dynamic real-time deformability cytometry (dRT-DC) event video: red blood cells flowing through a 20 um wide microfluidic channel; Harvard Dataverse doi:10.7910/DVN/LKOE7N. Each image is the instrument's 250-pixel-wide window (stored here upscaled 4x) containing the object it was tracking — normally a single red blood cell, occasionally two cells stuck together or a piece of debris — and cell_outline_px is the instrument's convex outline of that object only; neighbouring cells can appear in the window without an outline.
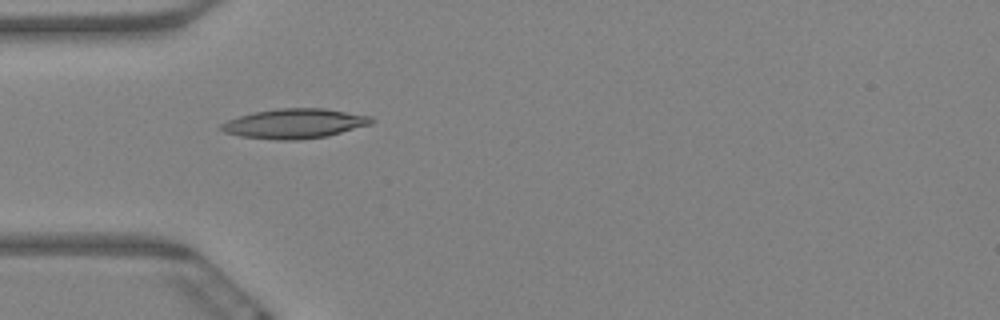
{"species": "Egyptian fruit bat (a non-hibernating species)", "species_latin": "Rousettus aegyptiacus", "temperature_condition": "warm", "stored_images_in_passage": 6, "camera_frame_rate_fps": 3000, "um_per_image_px": 0.085, "animal": {"sex": "female"}, "frame": {"image": 1, "passage_image": 6, "time_ms": 1.667, "image_size_px": [1000, 320], "cell_outline_px": [[376, 120], [372, 124], [328, 136], [296, 140], [276, 140], [240, 136], [224, 132], [216, 128], [220, 124], [228, 120], [252, 112], [276, 108], [324, 108], [372, 116]], "centroid_in_image_um": [25.04, 10.5], "position_along_channel_um": 60.0, "area_um2": 26.3}}